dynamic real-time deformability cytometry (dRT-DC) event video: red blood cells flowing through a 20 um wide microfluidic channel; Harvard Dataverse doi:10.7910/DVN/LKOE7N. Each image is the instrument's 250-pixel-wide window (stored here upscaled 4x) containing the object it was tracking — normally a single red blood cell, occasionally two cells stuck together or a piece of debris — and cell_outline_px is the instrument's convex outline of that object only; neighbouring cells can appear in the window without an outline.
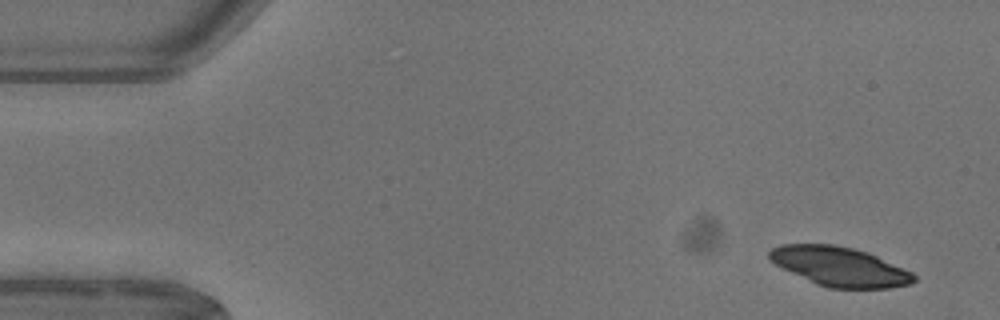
{"species": "common noctule bat (a hibernating species)", "species_latin": "Nyctalus noctula", "temperature_condition": "warm", "stored_images_in_passage": 2, "camera_frame_rate_fps": 3000, "um_per_image_px": 0.085, "animal": {"sex": "female"}, "frame": {"image": 1, "passage_image": 1, "time_ms": 0.0, "image_size_px": [1000, 320], "cell_outline_px": [[916, 280], [912, 284], [888, 288], [828, 288], [816, 284], [768, 260], [768, 252], [772, 248], [780, 244], [836, 244], [868, 252], [912, 272], [916, 276]], "centroid_in_image_um": [71.38, 22.65], "position_along_channel_um": 13.6, "area_um2": 33.0}}